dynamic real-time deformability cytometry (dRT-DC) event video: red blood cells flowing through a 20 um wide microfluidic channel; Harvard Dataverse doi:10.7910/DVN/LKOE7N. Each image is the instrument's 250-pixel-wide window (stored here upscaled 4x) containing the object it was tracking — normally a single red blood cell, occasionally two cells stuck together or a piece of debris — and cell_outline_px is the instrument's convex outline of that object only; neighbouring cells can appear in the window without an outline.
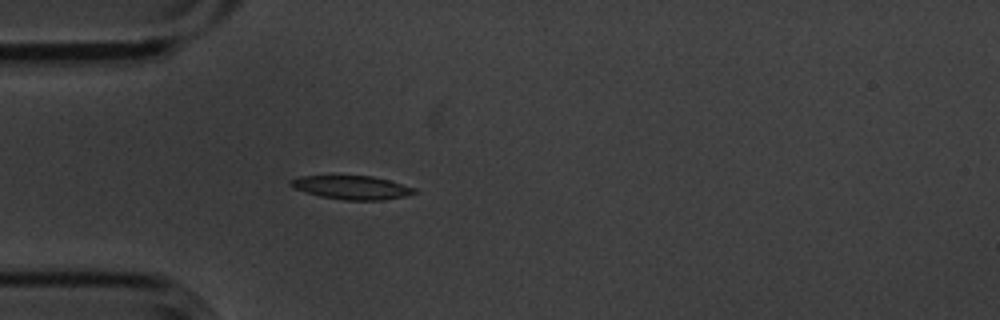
{"species": "common noctule bat (a hibernating species)", "species_latin": "Nyctalus noctula", "temperature_condition": "cold", "stored_images_in_passage": 4, "camera_frame_rate_fps": 3000, "um_per_image_px": 0.085, "animal": {"sex": "male", "body_mass_g": 20.1, "forearm_length_mm": 53.5}, "frame": {"image": 1, "passage_image": 4, "time_ms": 1.0, "image_size_px": [1000, 320], "cell_outline_px": [[420, 192], [404, 196], [384, 200], [344, 200], [320, 196], [296, 188], [288, 184], [288, 180], [300, 176], [372, 176], [388, 180], [416, 188]], "centroid_in_image_um": [29.94, 15.94], "position_along_channel_um": 55.1, "area_um2": 16.94}}